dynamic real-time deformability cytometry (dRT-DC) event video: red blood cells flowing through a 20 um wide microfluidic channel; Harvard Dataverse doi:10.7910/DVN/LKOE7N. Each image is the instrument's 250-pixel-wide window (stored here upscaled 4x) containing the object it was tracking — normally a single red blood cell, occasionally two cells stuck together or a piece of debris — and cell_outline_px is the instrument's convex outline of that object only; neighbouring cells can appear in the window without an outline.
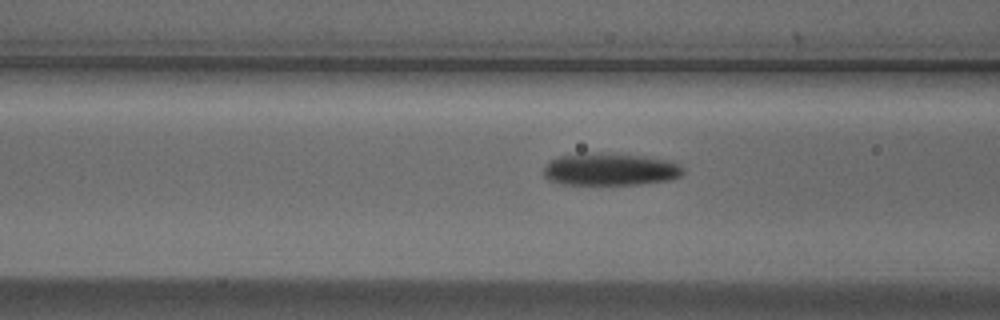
{"species": "Egyptian fruit bat (a non-hibernating species)", "species_latin": "Rousettus aegyptiacus", "temperature_condition": "cold", "stored_images_in_passage": 13, "camera_frame_rate_fps": 3000, "um_per_image_px": 0.085, "animal": {"sex": "male"}, "frame": {"image": 1, "passage_image": 11, "time_ms": 3.333, "image_size_px": [1000, 320], "cell_outline_px": [[684, 172], [680, 176], [668, 180], [640, 184], [564, 184], [548, 180], [544, 176], [544, 164], [560, 156], [584, 152], [644, 156], [668, 160], [684, 168]], "centroid_in_image_um": [51.83, 14.39], "position_along_channel_um": 114.8, "area_um2": 26.18}}